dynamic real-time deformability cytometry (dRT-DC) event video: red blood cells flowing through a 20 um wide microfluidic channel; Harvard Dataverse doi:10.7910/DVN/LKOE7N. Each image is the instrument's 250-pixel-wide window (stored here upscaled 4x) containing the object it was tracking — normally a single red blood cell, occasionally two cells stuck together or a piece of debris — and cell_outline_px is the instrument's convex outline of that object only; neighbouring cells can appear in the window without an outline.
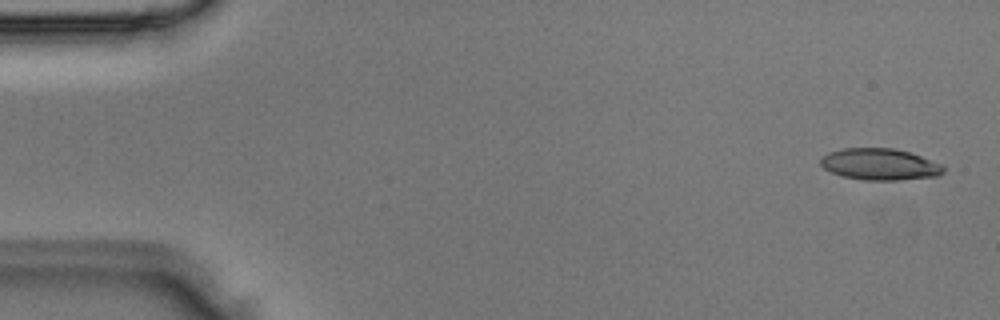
{"species": "Egyptian fruit bat (a non-hibernating species)", "species_latin": "Rousettus aegyptiacus", "temperature_condition": "room temperature", "stored_images_in_passage": 5, "camera_frame_rate_fps": 3000, "um_per_image_px": 0.085, "animal": {"sex": "male"}, "frame": {"image": 1, "passage_image": 1, "time_ms": 0.0, "image_size_px": [1000, 320], "cell_outline_px": [[944, 172], [936, 176], [900, 180], [864, 180], [840, 176], [824, 168], [820, 164], [820, 156], [828, 152], [844, 148], [892, 148], [908, 152], [920, 156], [940, 164], [944, 168]], "centroid_in_image_um": [74.72, 13.97], "position_along_channel_um": 10.3, "area_um2": 22.54}}
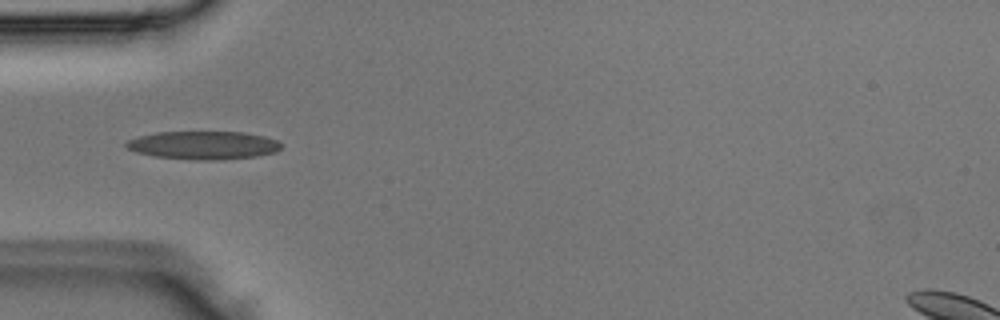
{"frame": {"image": 2, "passage_image": 4, "time_ms": 1.0, "image_size_px": [1000, 320], "cell_outline_px": [[280, 148], [276, 152], [256, 156], [216, 160], [192, 160], [156, 156], [136, 152], [128, 148], [124, 144], [128, 140], [140, 136], [156, 132], [244, 132], [264, 136], [276, 140], [280, 144]], "centroid_in_image_um": [17.28, 12.34], "position_along_channel_um": 67.7, "area_um2": 25.32}}
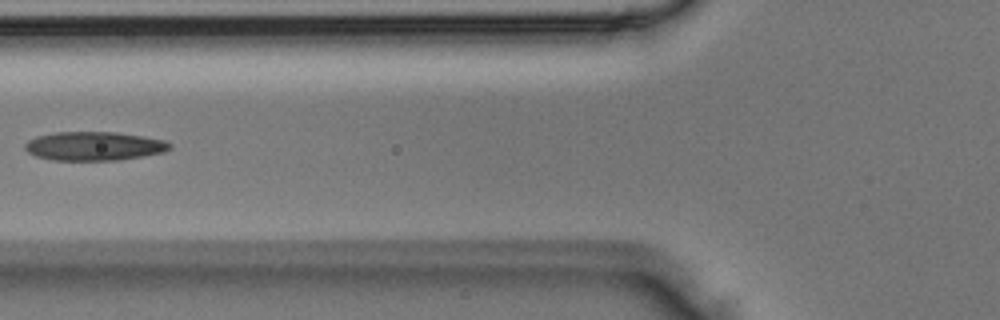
{"frame": {"image": 3, "passage_image": 5, "time_ms": 1.333, "image_size_px": [1000, 320], "cell_outline_px": [[172, 148], [164, 152], [120, 160], [52, 160], [36, 156], [28, 152], [24, 148], [24, 144], [28, 140], [36, 136], [56, 132], [116, 132], [144, 136], [164, 140], [172, 144]], "centroid_in_image_um": [8.0, 12.41], "position_along_channel_um": 117.8, "area_um2": 24.45}}